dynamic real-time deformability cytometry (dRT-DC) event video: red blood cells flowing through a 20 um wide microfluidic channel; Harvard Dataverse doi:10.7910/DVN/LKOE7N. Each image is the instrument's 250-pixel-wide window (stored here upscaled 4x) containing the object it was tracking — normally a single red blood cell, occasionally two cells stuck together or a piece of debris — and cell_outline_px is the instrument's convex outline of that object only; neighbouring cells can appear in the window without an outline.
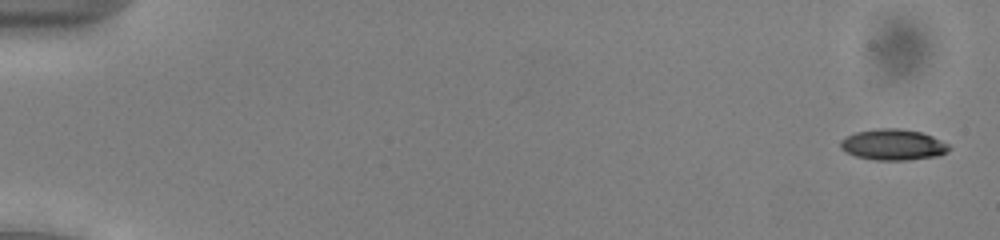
{"species": "common noctule bat (a hibernating species)", "species_latin": "Nyctalus noctula", "temperature_condition": "cold", "stored_images_in_passage": 53, "camera_frame_rate_fps": 3000, "um_per_image_px": 0.085, "animal": {"sex": "male", "body_mass_g": 13.0, "forearm_length_mm": 53.1}, "frame": {"image": 1, "passage_image": 2, "time_ms": 0.333, "image_size_px": [1000, 240], "cell_outline_px": [[952, 148], [948, 152], [936, 156], [908, 160], [876, 160], [856, 156], [844, 152], [840, 148], [840, 140], [844, 136], [856, 132], [880, 128], [900, 128], [920, 132], [932, 136], [948, 144]], "centroid_in_image_um": [75.89, 12.3], "position_along_channel_um": 9.1, "area_um2": 19.71}}
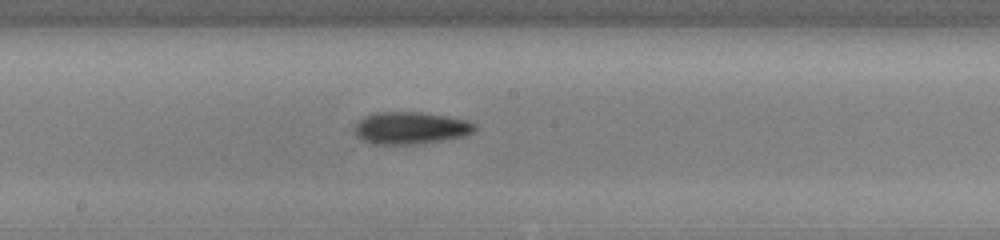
{"frame": {"image": 2, "passage_image": 30, "time_ms": 9.667, "image_size_px": [1000, 240], "cell_outline_px": [[476, 132], [464, 136], [416, 144], [368, 144], [356, 132], [356, 124], [364, 116], [376, 112], [420, 112], [448, 116], [468, 120], [476, 124]], "centroid_in_image_um": [34.96, 10.87], "position_along_channel_um": 213.2, "area_um2": 22.48}}
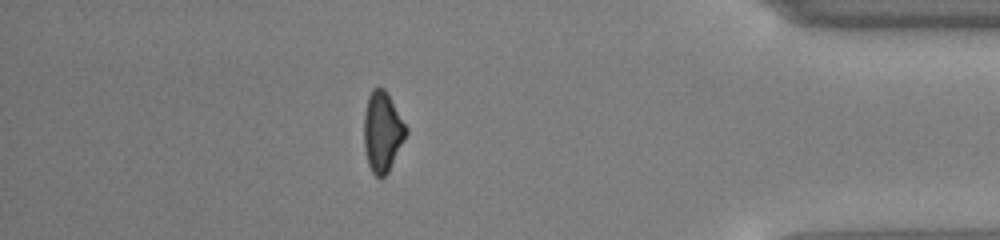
{"frame": {"image": 3, "passage_image": 47, "time_ms": 15.333, "image_size_px": [1000, 240], "cell_outline_px": [[408, 132], [388, 172], [380, 180], [372, 172], [368, 164], [364, 148], [364, 112], [368, 96], [372, 88], [384, 88], [408, 128]], "centroid_in_image_um": [32.49, 11.21], "position_along_channel_um": 402.7, "area_um2": 19.65}, "authors_computed_cell_mechanics": {"area_um2": 20.6346, "velocity_mm_per_s": 3.9601, "shape_relaxation_time_tau1_ms": 3.2253, "shape_relaxation_time_tau2_ms": null, "deformation_change_tau1": 0.1042, "deformation_change_tau2": null}}